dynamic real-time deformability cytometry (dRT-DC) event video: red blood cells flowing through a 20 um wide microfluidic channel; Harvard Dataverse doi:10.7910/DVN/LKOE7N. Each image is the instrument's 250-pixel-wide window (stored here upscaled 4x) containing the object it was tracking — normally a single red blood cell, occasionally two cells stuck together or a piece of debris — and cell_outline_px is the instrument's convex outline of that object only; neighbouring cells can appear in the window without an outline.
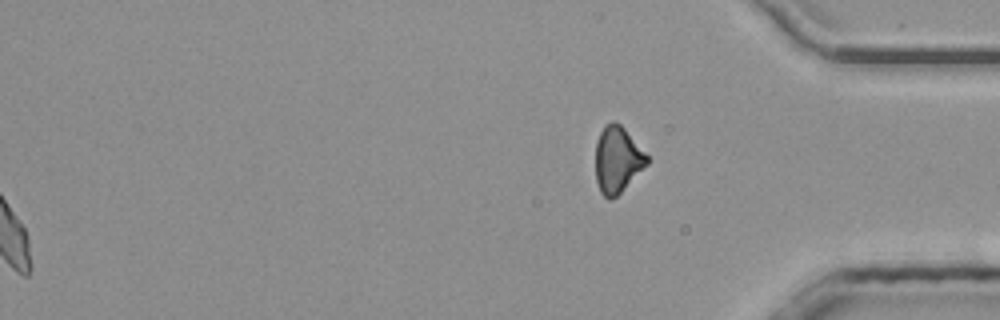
{"species": "common noctule bat (a hibernating species)", "species_latin": "Nyctalus noctula", "temperature_condition": "room temperature", "stored_images_in_passage": 49, "segment_of_instrument_passage": [2, 2], "camera_frame_rate_fps": 3000, "um_per_image_px": 0.085, "animal": {"sex": "male", "body_mass_g": 20.4}, "frame": {"image": 1, "passage_image": 49, "time_ms": 16.0, "image_size_px": [1000, 320], "cell_outline_px": [[648, 164], [612, 200], [608, 200], [600, 192], [596, 180], [596, 140], [604, 124], [616, 120], [624, 128], [648, 156]], "centroid_in_image_um": [52.46, 13.56], "position_along_channel_um": 382.7, "area_um2": 19.83}}